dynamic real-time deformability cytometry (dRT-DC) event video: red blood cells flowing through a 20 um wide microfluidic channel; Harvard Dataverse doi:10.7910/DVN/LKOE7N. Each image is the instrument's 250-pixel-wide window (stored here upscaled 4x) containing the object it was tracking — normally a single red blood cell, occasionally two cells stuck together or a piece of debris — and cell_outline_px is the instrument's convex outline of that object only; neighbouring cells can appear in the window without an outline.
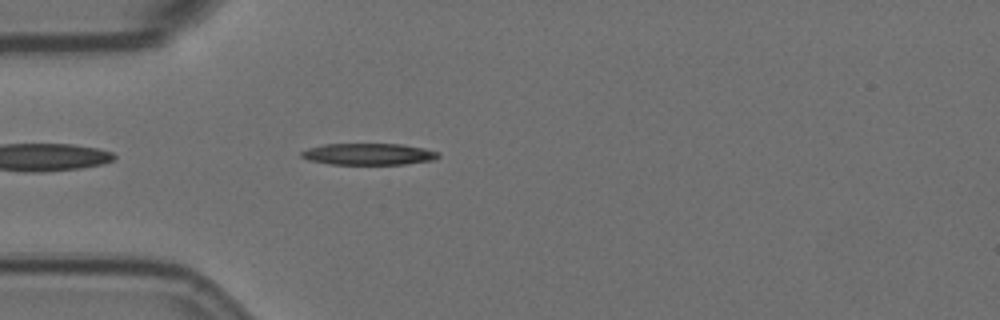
{"species": "Egyptian fruit bat (a non-hibernating species)", "species_latin": "Rousettus aegyptiacus", "temperature_condition": "room temperature", "stored_images_in_passage": 29, "camera_frame_rate_fps": 3000, "um_per_image_px": 0.085, "animal": {"sex": "female"}, "frame": {"image": 1, "passage_image": 3, "time_ms": 0.667, "image_size_px": [1000, 320], "cell_outline_px": [[440, 156], [436, 160], [404, 164], [332, 164], [308, 160], [300, 156], [300, 152], [308, 148], [324, 144], [400, 144], [424, 148], [440, 152]], "centroid_in_image_um": [31.36, 13.1], "position_along_channel_um": 53.6, "area_um2": 17.28}}
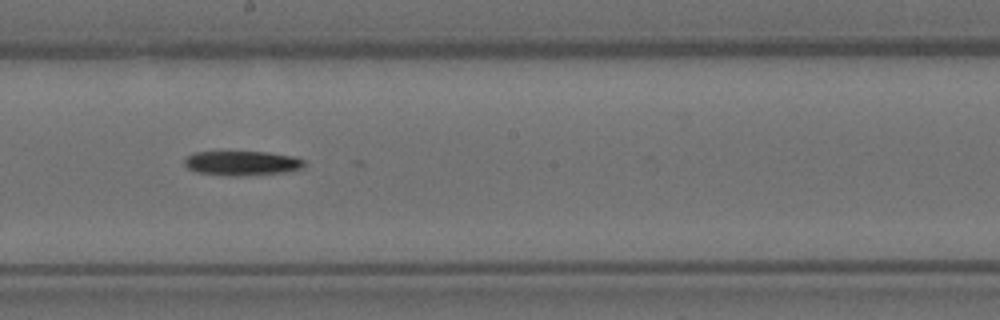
{"frame": {"image": 2, "passage_image": 18, "time_ms": 5.667, "image_size_px": [1000, 320], "cell_outline_px": [[304, 168], [284, 172], [244, 176], [228, 176], [196, 172], [188, 168], [184, 164], [184, 160], [192, 152], [268, 152], [292, 156], [304, 160]], "centroid_in_image_um": [20.56, 13.87], "position_along_channel_um": 227.6, "area_um2": 17.17}}
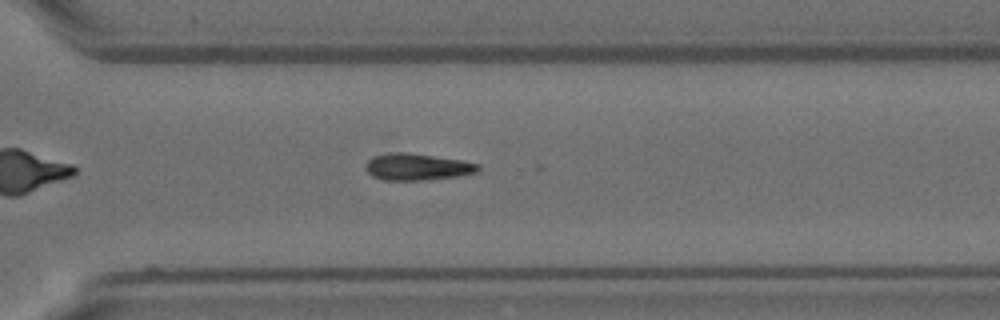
{"frame": {"image": 3, "passage_image": 27, "time_ms": 8.667, "image_size_px": [1000, 320], "cell_outline_px": [[480, 168], [476, 172], [460, 176], [424, 180], [384, 180], [372, 176], [368, 172], [368, 160], [372, 156], [392, 152], [408, 152], [460, 160], [480, 164]], "centroid_in_image_um": [35.48, 14.18], "position_along_channel_um": 335.1, "area_um2": 17.4}}